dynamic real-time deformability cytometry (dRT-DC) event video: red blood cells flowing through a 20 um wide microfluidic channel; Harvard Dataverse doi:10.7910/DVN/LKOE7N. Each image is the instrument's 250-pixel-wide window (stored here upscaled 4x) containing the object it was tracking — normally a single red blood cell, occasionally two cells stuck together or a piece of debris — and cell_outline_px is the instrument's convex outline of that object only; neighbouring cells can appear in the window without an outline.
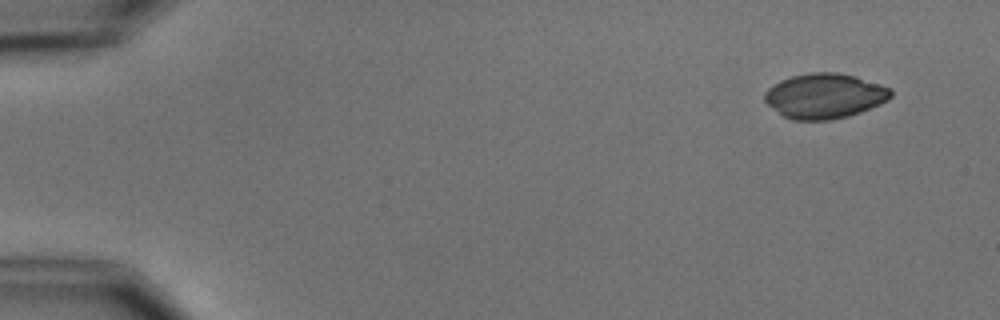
{"species": "common noctule bat (a hibernating species)", "species_latin": "Nyctalus noctula", "temperature_condition": "cold", "stored_images_in_passage": 4, "camera_frame_rate_fps": 3000, "um_per_image_px": 0.085, "animal": {"sex": "male", "body_mass_g": 15.6}, "frame": {"image": 1, "passage_image": 1, "time_ms": 0.0, "image_size_px": [1000, 320], "cell_outline_px": [[892, 96], [888, 100], [880, 104], [860, 112], [848, 116], [828, 120], [792, 120], [784, 116], [768, 104], [764, 100], [764, 92], [772, 84], [780, 80], [792, 76], [812, 72], [836, 72], [856, 76], [892, 88]], "centroid_in_image_um": [70.1, 8.14], "position_along_channel_um": 14.9, "area_um2": 33.18}}